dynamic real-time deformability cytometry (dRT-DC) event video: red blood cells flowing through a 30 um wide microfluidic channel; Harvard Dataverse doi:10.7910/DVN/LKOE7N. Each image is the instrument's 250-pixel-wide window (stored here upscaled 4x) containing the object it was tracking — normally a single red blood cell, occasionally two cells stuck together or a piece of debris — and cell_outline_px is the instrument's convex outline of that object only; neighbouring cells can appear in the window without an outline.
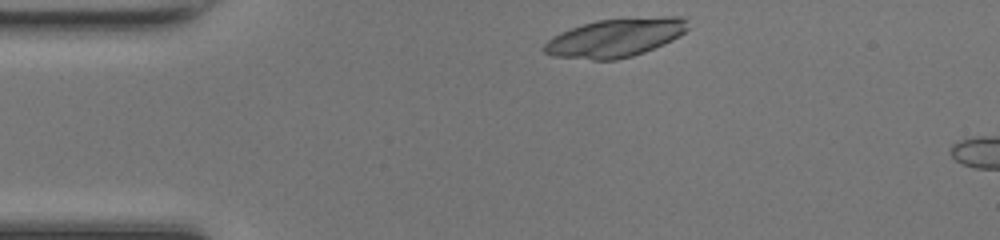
{"species": "common noctule bat (a hibernating species)", "species_latin": "Nyctalus noctula", "temperature_condition": "room temperature", "stored_images_in_passage": 40, "camera_frame_rate_fps": 3000, "um_per_image_px": 0.085, "animal": {"sex": "female", "body_mass_g": 17.0, "forearm_length_mm": 48.0}, "frame": {"image": 1, "passage_image": 1, "time_ms": 0.0, "image_size_px": [1000, 240], "cell_outline_px": [[688, 28], [680, 36], [664, 44], [644, 52], [632, 56], [616, 60], [592, 60], [552, 56], [544, 52], [540, 48], [552, 36], [560, 32], [596, 20], [664, 16], [680, 16], [688, 20]], "centroid_in_image_um": [52.3, 3.21], "position_along_channel_um": 32.7, "area_um2": 32.43}}